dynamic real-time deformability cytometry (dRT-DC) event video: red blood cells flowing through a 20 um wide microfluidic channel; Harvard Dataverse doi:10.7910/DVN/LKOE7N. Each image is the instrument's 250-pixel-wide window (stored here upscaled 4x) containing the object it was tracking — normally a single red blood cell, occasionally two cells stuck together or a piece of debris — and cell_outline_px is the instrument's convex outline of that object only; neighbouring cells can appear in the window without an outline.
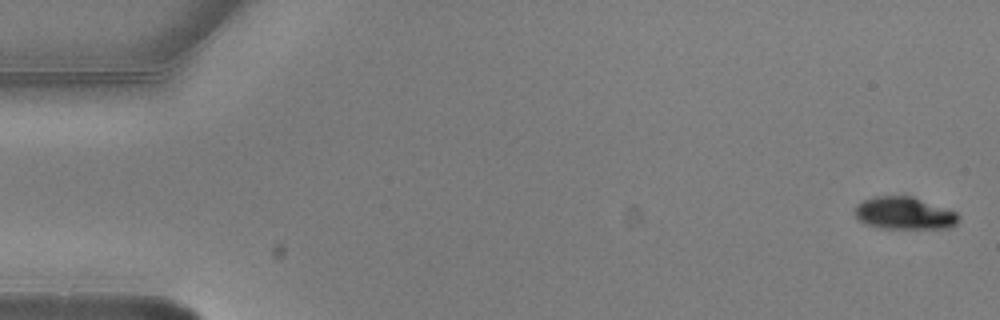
{"species": "common noctule bat (a hibernating species)", "species_latin": "Nyctalus noctula", "temperature_condition": "warm", "stored_images_in_passage": 5, "camera_frame_rate_fps": 3000, "um_per_image_px": 0.085, "animal": {"sex": "male", "body_mass_g": 20.5, "forearm_length_mm": 52.5}, "frame": {"image": 1, "passage_image": 1, "time_ms": 0.0, "image_size_px": [1000, 320], "cell_outline_px": [[960, 216], [956, 224], [948, 228], [880, 228], [864, 224], [856, 220], [856, 204], [860, 200], [872, 196], [912, 196], [956, 212]], "centroid_in_image_um": [76.81, 18.12], "position_along_channel_um": 8.2, "area_um2": 19.71}}
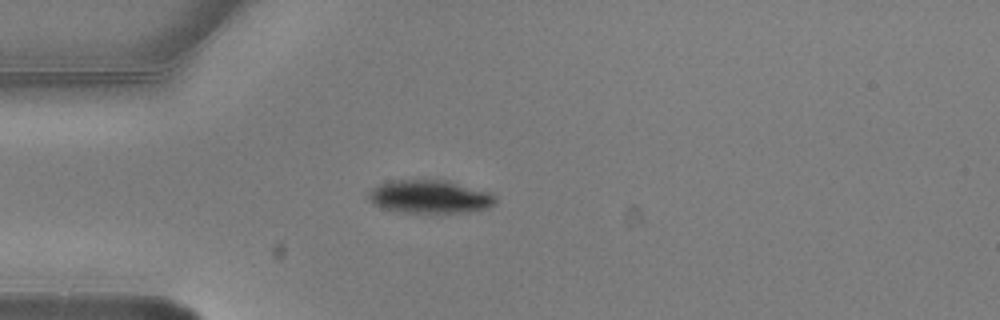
{"frame": {"image": 2, "passage_image": 5, "time_ms": 1.333, "image_size_px": [1000, 320], "cell_outline_px": [[496, 204], [488, 208], [476, 212], [400, 212], [380, 208], [372, 204], [368, 200], [368, 192], [372, 188], [380, 184], [392, 180], [444, 180], [492, 192], [496, 196]], "centroid_in_image_um": [36.55, 16.73], "position_along_channel_um": 48.5, "area_um2": 24.85}}